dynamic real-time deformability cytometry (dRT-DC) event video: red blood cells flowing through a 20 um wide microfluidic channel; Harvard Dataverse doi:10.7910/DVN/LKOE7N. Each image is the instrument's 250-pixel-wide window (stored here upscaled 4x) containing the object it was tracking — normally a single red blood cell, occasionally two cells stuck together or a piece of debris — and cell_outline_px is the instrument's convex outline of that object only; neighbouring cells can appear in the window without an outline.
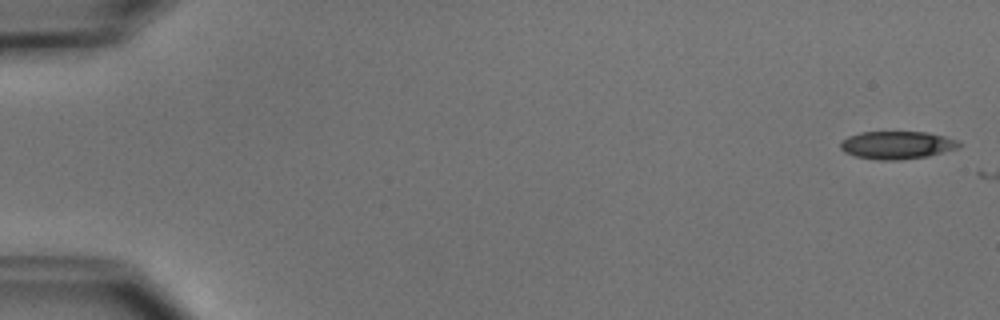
{"species": "common noctule bat (a hibernating species)", "species_latin": "Nyctalus noctula", "temperature_condition": "cold", "stored_images_in_passage": 2, "camera_frame_rate_fps": 3000, "um_per_image_px": 0.085, "animal": {"sex": "male", "body_mass_g": 15.6}, "frame": {"image": 1, "passage_image": 1, "time_ms": 0.0, "image_size_px": [1000, 320], "cell_outline_px": [[964, 144], [956, 148], [928, 156], [900, 160], [880, 160], [856, 156], [844, 152], [840, 148], [840, 140], [848, 136], [860, 132], [928, 132], [960, 140]], "centroid_in_image_um": [76.25, 12.32], "position_along_channel_um": 8.8, "area_um2": 19.36}}